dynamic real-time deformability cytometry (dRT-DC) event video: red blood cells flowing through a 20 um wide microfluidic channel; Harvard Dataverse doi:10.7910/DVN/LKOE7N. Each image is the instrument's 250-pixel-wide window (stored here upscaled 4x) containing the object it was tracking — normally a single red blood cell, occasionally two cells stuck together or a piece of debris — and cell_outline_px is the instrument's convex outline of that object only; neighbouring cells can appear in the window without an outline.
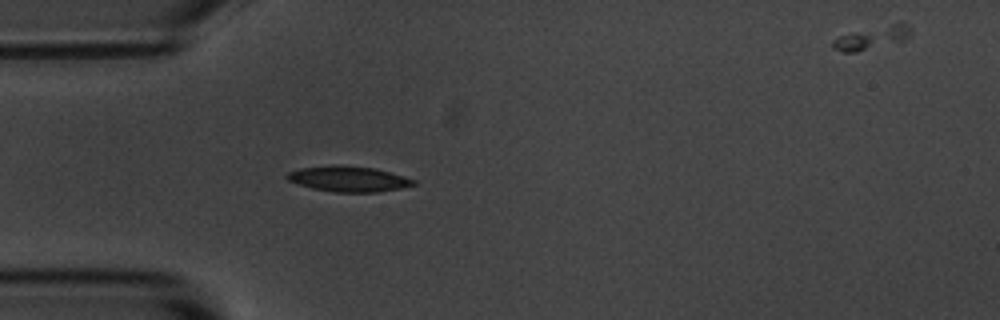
{"species": "common noctule bat (a hibernating species)", "species_latin": "Nyctalus noctula", "temperature_condition": "room temperature", "stored_images_in_passage": 5, "camera_frame_rate_fps": 3000, "um_per_image_px": 0.085, "animal": {"sex": "male", "body_mass_g": 20.1, "forearm_length_mm": 53.5}, "frame": {"image": 1, "passage_image": 4, "time_ms": 3.333, "image_size_px": [1000, 320], "cell_outline_px": [[416, 184], [400, 188], [380, 192], [336, 192], [312, 188], [288, 180], [284, 176], [288, 172], [300, 168], [332, 164], [336, 164], [372, 168], [404, 176], [416, 180]], "centroid_in_image_um": [29.6, 15.2], "position_along_channel_um": 55.4, "area_um2": 18.73}}